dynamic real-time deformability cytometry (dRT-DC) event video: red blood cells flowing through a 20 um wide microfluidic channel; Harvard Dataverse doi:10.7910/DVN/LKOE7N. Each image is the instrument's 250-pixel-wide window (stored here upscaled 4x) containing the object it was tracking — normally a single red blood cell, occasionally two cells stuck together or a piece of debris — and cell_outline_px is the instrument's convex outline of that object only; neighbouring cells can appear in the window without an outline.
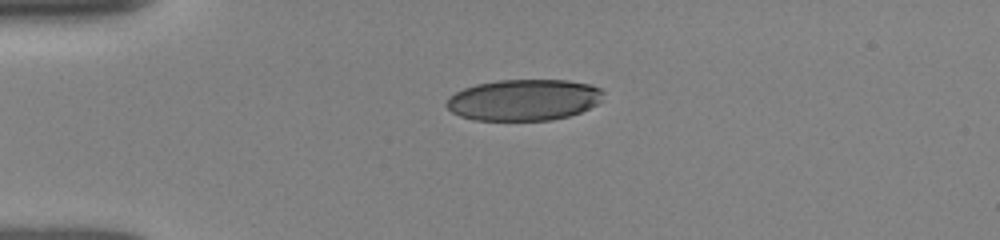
{"species": "human", "species_latin": "Homo sapiens", "temperature_condition": "room temperature", "stored_images_in_passage": 40, "camera_frame_rate_fps": 3000, "um_per_image_px": 0.085, "donor": {"sex": "female"}, "frame": {"image": 1, "passage_image": 1, "time_ms": 0.0, "image_size_px": [1000, 240], "cell_outline_px": [[604, 92], [600, 100], [596, 104], [580, 112], [568, 116], [552, 120], [476, 120], [460, 116], [452, 112], [444, 104], [448, 96], [464, 88], [476, 84], [500, 80], [568, 80], [588, 84], [600, 88]], "centroid_in_image_um": [44.49, 8.49], "position_along_channel_um": 40.5, "area_um2": 37.69}}
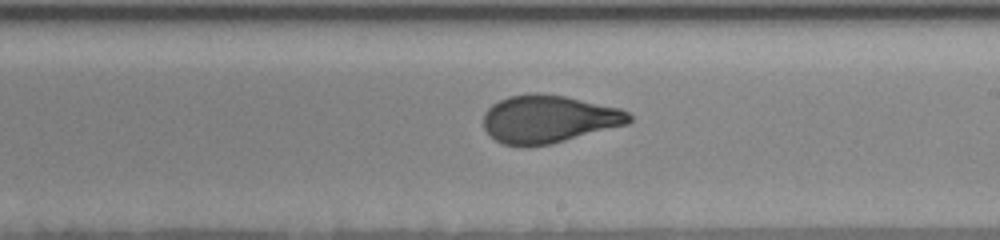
{"frame": {"image": 2, "passage_image": 19, "time_ms": 6.0, "image_size_px": [1000, 240], "cell_outline_px": [[632, 120], [628, 124], [552, 144], [524, 148], [504, 144], [496, 140], [484, 128], [484, 112], [492, 104], [508, 96], [532, 92], [536, 92], [564, 96], [620, 108], [628, 112], [632, 116]], "centroid_in_image_um": [46.63, 10.13], "position_along_channel_um": 242.4, "area_um2": 40.86}}
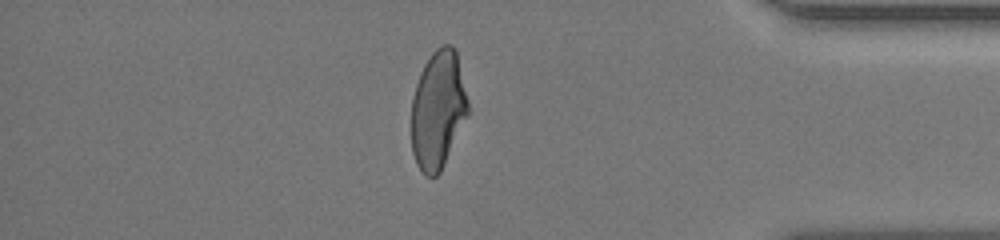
{"frame": {"image": 3, "passage_image": 33, "time_ms": 10.667, "image_size_px": [1000, 240], "cell_outline_px": [[468, 116], [440, 172], [436, 176], [424, 176], [416, 164], [412, 152], [412, 100], [416, 84], [420, 72], [424, 64], [432, 52], [436, 48], [444, 44], [452, 44], [456, 48], [468, 100]], "centroid_in_image_um": [37.23, 9.31], "position_along_channel_um": 398.0, "area_um2": 39.19}, "authors_computed_cell_mechanics": {"area_um2": 40.749, "velocity_mm_per_s": 3.9013, "shape_relaxation_time_tau1_ms": 5.6401, "shape_relaxation_time_tau2_ms": 0.6936, "deformation_change_tau1": 0.2003, "deformation_change_tau2": 0.06}}